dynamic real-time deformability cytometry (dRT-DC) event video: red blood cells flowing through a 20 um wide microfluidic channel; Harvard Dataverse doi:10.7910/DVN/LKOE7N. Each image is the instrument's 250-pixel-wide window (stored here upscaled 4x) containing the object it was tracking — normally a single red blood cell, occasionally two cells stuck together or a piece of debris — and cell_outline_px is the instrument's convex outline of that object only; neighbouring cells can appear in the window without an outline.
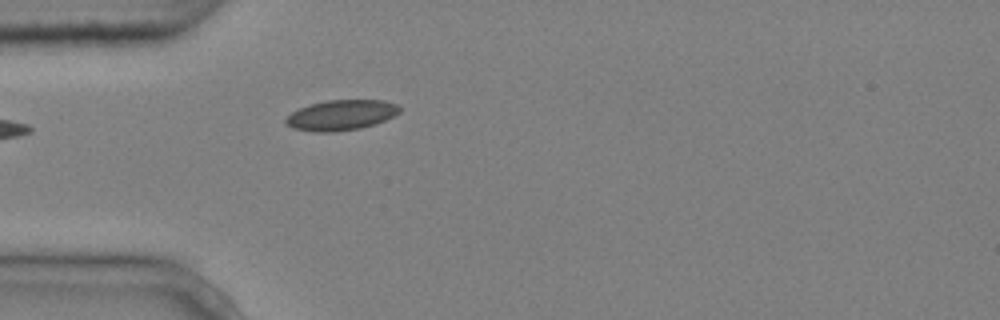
{"species": "common noctule bat (a hibernating species)", "species_latin": "Nyctalus noctula", "temperature_condition": "cold", "stored_images_in_passage": 4, "camera_frame_rate_fps": 3000, "um_per_image_px": 0.085, "animal": {"sex": "male", "body_mass_g": 20.4}, "frame": {"image": 1, "passage_image": 4, "time_ms": 1.0, "image_size_px": [1000, 320], "cell_outline_px": [[400, 112], [376, 124], [360, 128], [332, 132], [312, 132], [292, 128], [284, 120], [292, 112], [308, 104], [328, 100], [384, 100], [396, 104], [400, 108]], "centroid_in_image_um": [28.98, 9.78], "position_along_channel_um": 56.0, "area_um2": 20.06}}